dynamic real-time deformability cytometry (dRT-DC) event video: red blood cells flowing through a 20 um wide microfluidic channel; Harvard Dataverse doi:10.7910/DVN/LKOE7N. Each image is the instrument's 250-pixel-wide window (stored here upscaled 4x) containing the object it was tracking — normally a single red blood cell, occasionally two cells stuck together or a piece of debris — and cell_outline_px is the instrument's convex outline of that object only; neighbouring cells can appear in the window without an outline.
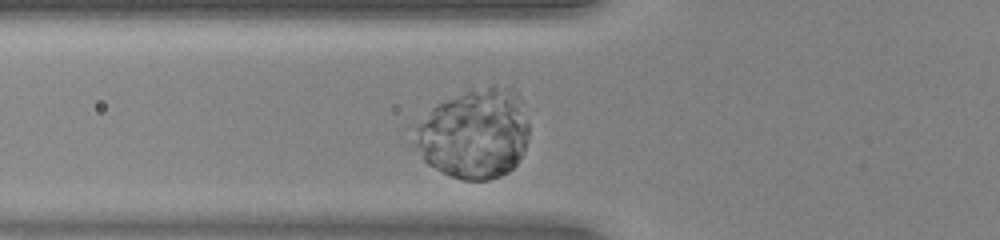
{"species": "human", "species_latin": "Homo sapiens", "temperature_condition": "warm", "stored_images_in_passage": 40, "camera_frame_rate_fps": 3000, "um_per_image_px": 0.085, "donor": {"sex": "female"}, "frame": {"image": 1, "passage_image": 6, "time_ms": 1.667, "image_size_px": [1000, 240], "cell_outline_px": [[528, 132], [524, 148], [516, 164], [508, 172], [500, 176], [488, 180], [464, 180], [452, 176], [428, 164], [424, 160], [416, 148], [416, 128], [432, 108], [436, 104], [468, 88], [492, 84], [512, 84], [516, 88], [520, 96], [528, 124]], "centroid_in_image_um": [40.37, 11.29], "position_along_channel_um": 85.4, "area_um2": 60.52}}
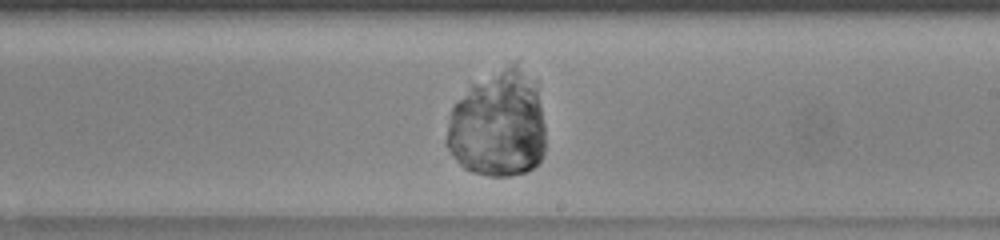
{"frame": {"image": 2, "passage_image": 19, "time_ms": 6.0, "image_size_px": [1000, 240], "cell_outline_px": [[544, 152], [540, 160], [532, 168], [524, 172], [508, 176], [488, 176], [472, 172], [464, 168], [456, 160], [444, 144], [444, 140], [452, 108], [472, 84], [516, 60], [536, 88], [544, 128]], "centroid_in_image_um": [42.3, 10.61], "position_along_channel_um": 246.7, "area_um2": 61.09}}
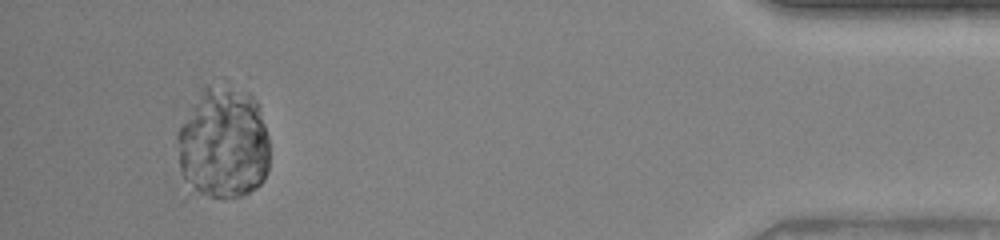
{"frame": {"image": 3, "passage_image": 37, "time_ms": 12.0, "image_size_px": [1000, 240], "cell_outline_px": [[268, 168], [264, 180], [256, 188], [240, 196], [212, 196], [200, 192], [184, 180], [180, 168], [176, 140], [176, 136], [200, 88], [220, 76], [224, 76], [248, 92], [256, 100], [268, 136]], "centroid_in_image_um": [18.99, 12.0], "position_along_channel_um": 416.2, "area_um2": 61.5}}